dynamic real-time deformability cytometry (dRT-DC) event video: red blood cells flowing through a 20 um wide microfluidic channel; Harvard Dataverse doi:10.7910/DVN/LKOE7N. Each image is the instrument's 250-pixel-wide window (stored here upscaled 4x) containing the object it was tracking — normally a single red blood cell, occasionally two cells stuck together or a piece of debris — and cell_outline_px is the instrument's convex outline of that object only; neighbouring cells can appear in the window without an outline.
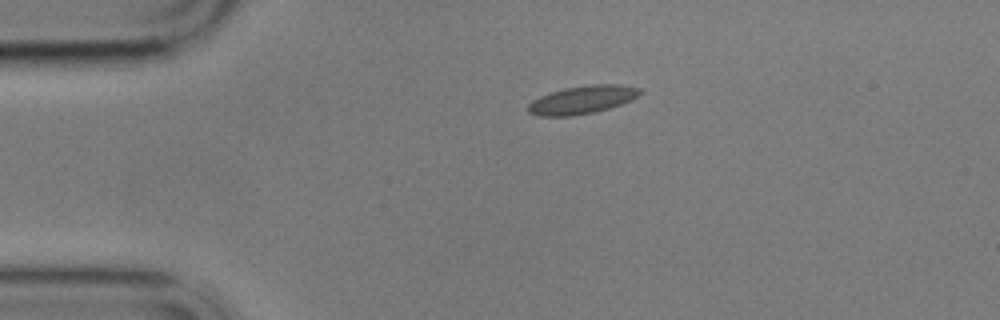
{"species": "common noctule bat (a hibernating species)", "species_latin": "Nyctalus noctula", "temperature_condition": "cold", "stored_images_in_passage": 2, "camera_frame_rate_fps": 3000, "um_per_image_px": 0.085, "animal": {"sex": "male", "body_mass_g": 17.9}, "frame": {"image": 1, "passage_image": 1, "time_ms": 0.0, "image_size_px": [1000, 320], "cell_outline_px": [[644, 92], [632, 100], [608, 108], [592, 112], [572, 116], [540, 116], [528, 112], [528, 104], [532, 100], [540, 96], [564, 88], [592, 84], [620, 84], [640, 88]], "centroid_in_image_um": [49.51, 8.47], "position_along_channel_um": 35.5, "area_um2": 18.26}}